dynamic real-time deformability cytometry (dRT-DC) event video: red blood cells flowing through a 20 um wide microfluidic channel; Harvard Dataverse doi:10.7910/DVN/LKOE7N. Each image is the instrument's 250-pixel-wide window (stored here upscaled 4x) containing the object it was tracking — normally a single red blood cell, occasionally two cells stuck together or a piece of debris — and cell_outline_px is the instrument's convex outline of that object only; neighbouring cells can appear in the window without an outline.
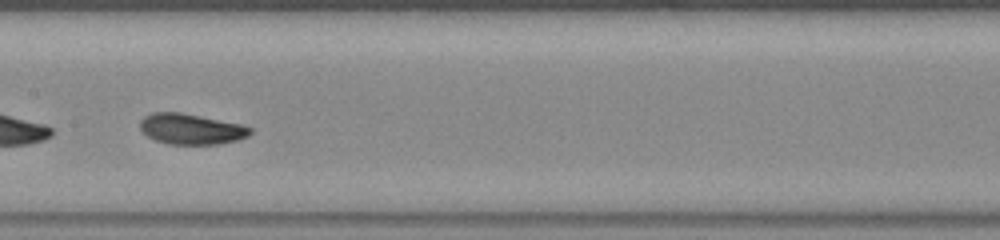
{"species": "common noctule bat (a hibernating species)", "species_latin": "Nyctalus noctula", "temperature_condition": "warm", "stored_images_in_passage": 29, "camera_frame_rate_fps": 3000, "um_per_image_px": 0.085, "animal": {"sex": "female", "body_mass_g": 23.0, "forearm_length_mm": 53.4}, "frame": {"image": 1, "passage_image": 13, "time_ms": 4.0, "image_size_px": [1000, 240], "cell_outline_px": [[252, 132], [248, 136], [236, 140], [216, 144], [168, 144], [156, 140], [148, 136], [140, 128], [140, 120], [144, 116], [152, 112], [180, 112], [240, 124], [252, 128]], "centroid_in_image_um": [16.22, 10.96], "position_along_channel_um": 191.2, "area_um2": 19.48}, "authors_computed_cell_mechanics": {"area_um2": 19.4208, "velocity_mm_per_s": 3.8801, "shape_relaxation_time_tau1_ms": 2.0339, "shape_relaxation_time_tau2_ms": 2.099, "deformation_change_tau1": 0.1254, "deformation_change_tau2": 0.0729}}